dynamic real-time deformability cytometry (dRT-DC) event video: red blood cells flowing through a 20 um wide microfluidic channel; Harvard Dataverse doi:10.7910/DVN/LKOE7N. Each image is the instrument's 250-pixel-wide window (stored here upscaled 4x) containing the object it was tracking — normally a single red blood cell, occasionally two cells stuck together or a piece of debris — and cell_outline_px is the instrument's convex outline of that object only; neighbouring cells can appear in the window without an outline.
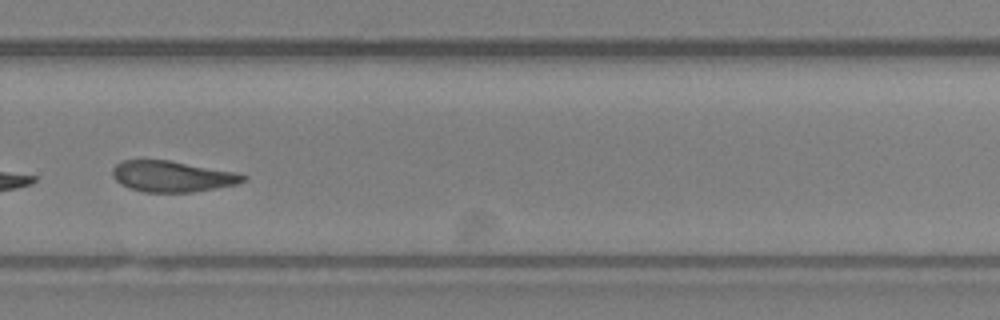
{"species": "Egyptian fruit bat (a non-hibernating species)", "species_latin": "Rousettus aegyptiacus", "temperature_condition": "room temperature", "stored_images_in_passage": 19, "camera_frame_rate_fps": 3000, "um_per_image_px": 0.085, "animal": {"sex": "female"}, "frame": {"image": 1, "passage_image": 14, "time_ms": 4.333, "image_size_px": [1000, 320], "cell_outline_px": [[248, 176], [244, 180], [236, 184], [192, 192], [144, 192], [128, 188], [120, 184], [112, 176], [112, 168], [120, 160], [168, 160], [236, 172]], "centroid_in_image_um": [14.59, 14.99], "position_along_channel_um": 315.2, "area_um2": 23.52}}